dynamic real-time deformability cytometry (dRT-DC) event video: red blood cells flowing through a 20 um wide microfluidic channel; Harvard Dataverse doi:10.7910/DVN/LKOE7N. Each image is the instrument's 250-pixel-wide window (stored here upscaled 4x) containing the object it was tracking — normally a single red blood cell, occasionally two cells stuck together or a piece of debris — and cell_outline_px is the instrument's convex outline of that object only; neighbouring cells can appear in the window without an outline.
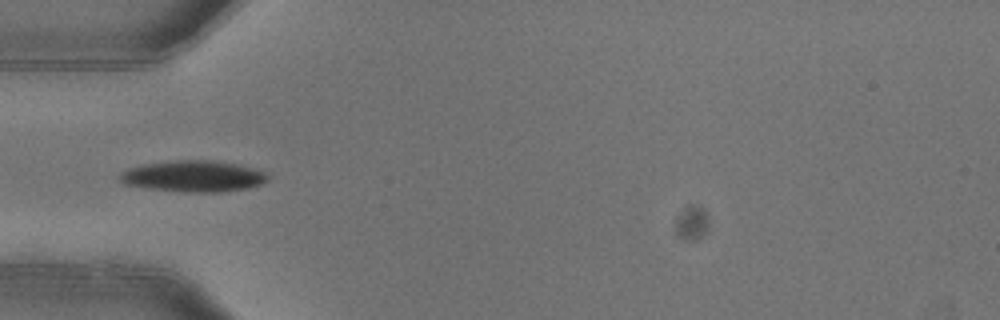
{"species": "common noctule bat (a hibernating species)", "species_latin": "Nyctalus noctula", "temperature_condition": "warm", "stored_images_in_passage": 3, "camera_frame_rate_fps": 3000, "um_per_image_px": 0.085, "animal": {"sex": "female"}, "frame": {"image": 1, "passage_image": 3, "time_ms": 0.667, "image_size_px": [1000, 320], "cell_outline_px": [[268, 180], [260, 184], [248, 188], [220, 192], [192, 192], [152, 188], [124, 184], [120, 180], [120, 172], [128, 168], [144, 164], [176, 160], [208, 160], [236, 164], [268, 172]], "centroid_in_image_um": [16.46, 14.97], "position_along_channel_um": 68.5, "area_um2": 26.65}}